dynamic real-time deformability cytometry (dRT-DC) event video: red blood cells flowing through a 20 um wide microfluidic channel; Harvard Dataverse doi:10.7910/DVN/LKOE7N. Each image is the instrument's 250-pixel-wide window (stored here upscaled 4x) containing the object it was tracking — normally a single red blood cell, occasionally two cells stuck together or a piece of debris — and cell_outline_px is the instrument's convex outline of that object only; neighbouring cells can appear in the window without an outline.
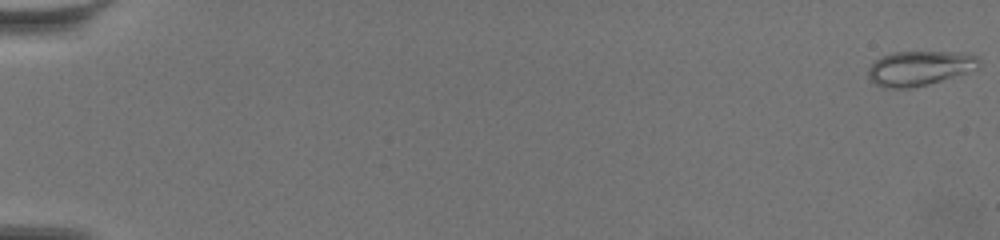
{"species": "common noctule bat (a hibernating species)", "species_latin": "Nyctalus noctula", "temperature_condition": "warm", "stored_images_in_passage": 19, "camera_frame_rate_fps": 3000, "um_per_image_px": 0.085, "animal": {"sex": "female", "body_mass_g": 19.5, "forearm_length_mm": 54.1}, "frame": {"image": 1, "passage_image": 1, "time_ms": 0.0, "image_size_px": [1000, 240], "cell_outline_px": [[980, 60], [976, 68], [928, 84], [912, 88], [884, 88], [876, 84], [868, 76], [868, 68], [876, 60], [892, 52], [968, 52], [980, 56]], "centroid_in_image_um": [78.16, 5.78], "position_along_channel_um": 6.8, "area_um2": 22.14}}